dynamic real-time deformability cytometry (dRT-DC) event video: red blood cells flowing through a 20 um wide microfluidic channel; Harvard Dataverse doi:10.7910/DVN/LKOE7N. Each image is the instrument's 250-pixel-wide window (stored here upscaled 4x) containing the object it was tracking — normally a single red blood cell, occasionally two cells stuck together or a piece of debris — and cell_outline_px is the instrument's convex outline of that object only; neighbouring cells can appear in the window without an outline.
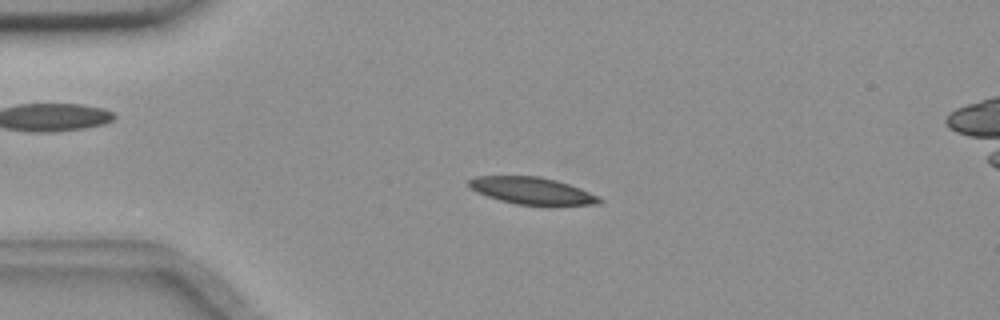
{"species": "common noctule bat (a hibernating species)", "species_latin": "Nyctalus noctula", "temperature_condition": "room temperature", "stored_images_in_passage": 55, "camera_frame_rate_fps": 3000, "um_per_image_px": 0.085, "animal": {"sex": "female", "body_mass_g": 18.4}, "frame": {"image": 1, "passage_image": 12, "time_ms": 3.667, "image_size_px": [1000, 320], "cell_outline_px": [[604, 200], [600, 204], [516, 204], [500, 200], [476, 192], [468, 184], [468, 180], [476, 176], [540, 176], [556, 180], [580, 188], [600, 196]], "centroid_in_image_um": [45.23, 16.2], "position_along_channel_um": 39.8, "area_um2": 20.23}}
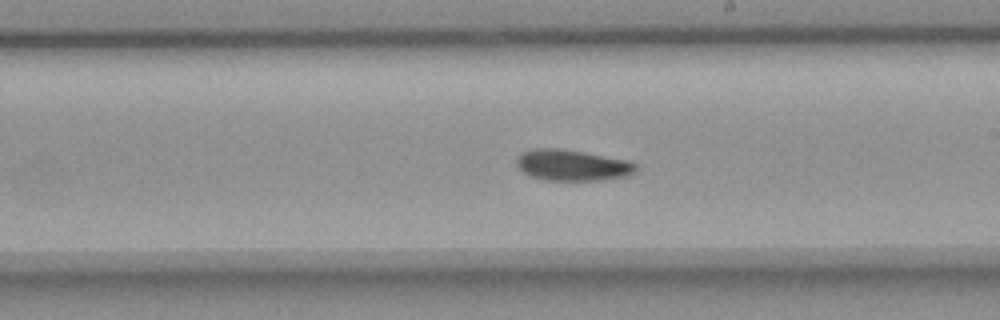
{"frame": {"image": 2, "passage_image": 31, "time_ms": 10.0, "image_size_px": [1000, 320], "cell_outline_px": [[636, 168], [628, 176], [604, 180], [544, 180], [532, 176], [524, 172], [516, 164], [516, 156], [520, 152], [536, 148], [560, 148], [584, 152], [628, 160], [636, 164]], "centroid_in_image_um": [48.61, 14.03], "position_along_channel_um": 240.4, "area_um2": 21.62}}
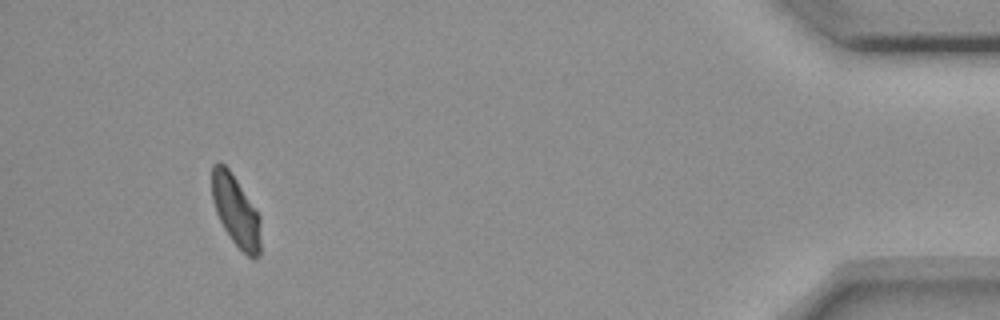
{"frame": {"image": 3, "passage_image": 51, "time_ms": 16.667, "image_size_px": [1000, 320], "cell_outline_px": [[260, 256], [252, 260], [232, 240], [224, 228], [216, 212], [212, 200], [212, 164], [216, 160], [220, 160], [228, 168], [260, 216]], "centroid_in_image_um": [20.03, 17.91], "position_along_channel_um": 415.2, "area_um2": 20.06}, "authors_computed_cell_mechanics": {"area_um2": 20.8658, "velocity_mm_per_s": 3.622, "shape_relaxation_time_tau1_ms": 10.6313, "shape_relaxation_time_tau2_ms": null, "deformation_change_tau1": 0.2112, "deformation_change_tau2": null}}